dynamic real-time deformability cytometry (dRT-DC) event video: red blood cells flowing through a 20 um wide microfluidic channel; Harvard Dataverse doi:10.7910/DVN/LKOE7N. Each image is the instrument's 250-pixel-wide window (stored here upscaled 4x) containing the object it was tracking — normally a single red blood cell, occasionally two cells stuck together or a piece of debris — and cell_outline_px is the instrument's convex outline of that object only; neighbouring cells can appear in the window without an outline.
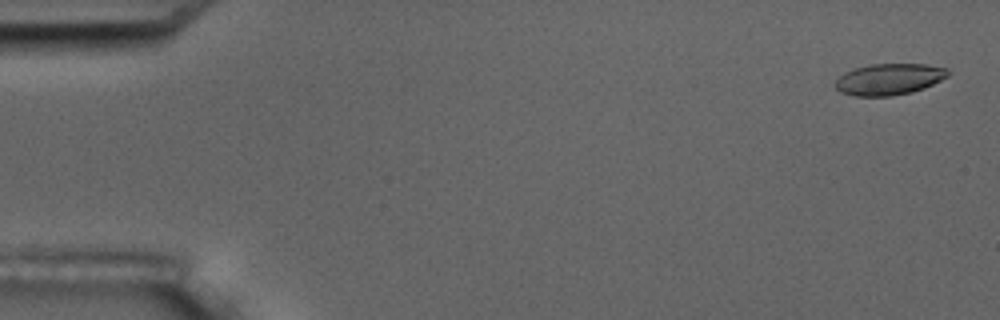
{"species": "common noctule bat (a hibernating species)", "species_latin": "Nyctalus noctula", "temperature_condition": "room temperature", "stored_images_in_passage": 17, "camera_frame_rate_fps": 3000, "um_per_image_px": 0.085, "animal": {"sex": "male", "body_mass_g": 17.5, "forearm_length_mm": 52.3}, "frame": {"image": 1, "passage_image": 1, "time_ms": 0.0, "image_size_px": [1000, 320], "cell_outline_px": [[952, 72], [948, 76], [924, 88], [912, 92], [892, 96], [856, 96], [840, 92], [832, 84], [844, 72], [856, 68], [872, 64], [924, 64], [948, 68]], "centroid_in_image_um": [75.58, 6.73], "position_along_channel_um": 9.4, "area_um2": 20.69}}
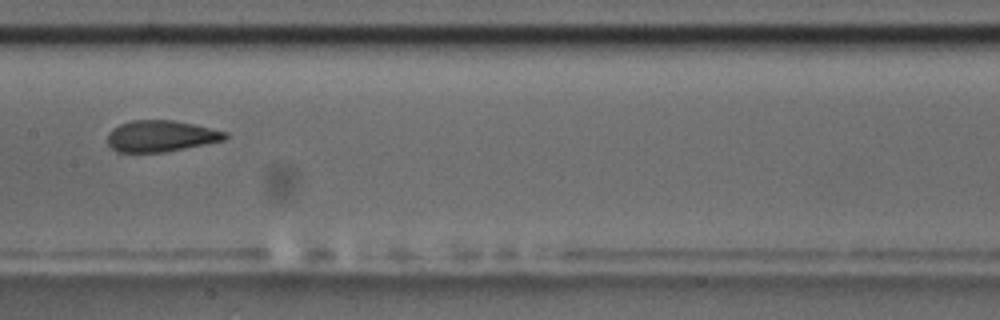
{"frame": {"image": 2, "passage_image": 9, "time_ms": 9.0, "image_size_px": [1000, 320], "cell_outline_px": [[228, 136], [224, 140], [164, 152], [116, 152], [108, 144], [108, 132], [112, 128], [120, 124], [132, 120], [172, 120], [196, 124], [228, 132]], "centroid_in_image_um": [13.67, 11.56], "position_along_channel_um": 193.7, "area_um2": 21.5}}
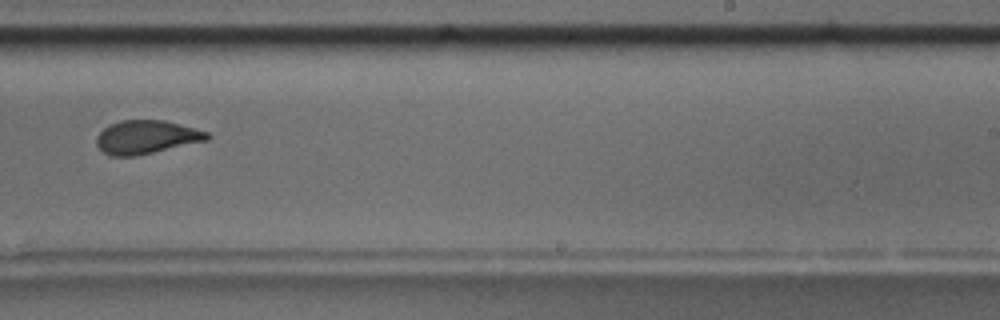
{"frame": {"image": 3, "passage_image": 11, "time_ms": 11.333, "image_size_px": [1000, 320], "cell_outline_px": [[212, 136], [208, 140], [136, 156], [108, 156], [96, 144], [96, 136], [108, 124], [120, 120], [164, 120], [208, 132]], "centroid_in_image_um": [12.42, 11.65], "position_along_channel_um": 276.6, "area_um2": 21.62}, "authors_computed_cell_mechanics": {"area_um2": 22.1374, "velocity_mm_per_s": 3.5649, "shape_relaxation_time_tau1_ms": 7.5506, "shape_relaxation_time_tau2_ms": 1.584, "deformation_change_tau1": 0.2165, "deformation_change_tau2": 0.0762}}